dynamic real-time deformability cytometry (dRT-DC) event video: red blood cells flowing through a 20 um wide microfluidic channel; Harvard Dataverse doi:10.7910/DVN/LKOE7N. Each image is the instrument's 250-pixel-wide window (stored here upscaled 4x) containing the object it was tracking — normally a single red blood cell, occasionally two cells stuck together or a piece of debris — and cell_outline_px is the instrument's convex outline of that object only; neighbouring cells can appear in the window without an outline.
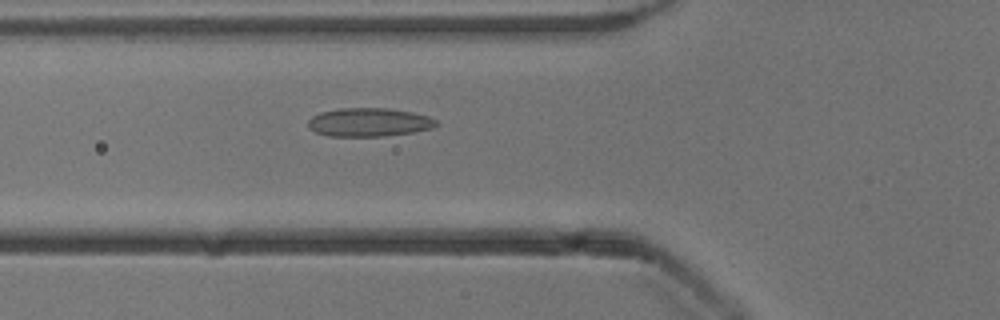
{"species": "common noctule bat (a hibernating species)", "species_latin": "Nyctalus noctula", "temperature_condition": "cold", "stored_images_in_passage": 49, "camera_frame_rate_fps": 3000, "um_per_image_px": 0.085, "animal": {"sex": "male", "body_mass_g": 13.3}, "frame": {"image": 1, "passage_image": 16, "time_ms": 5.0, "image_size_px": [1000, 320], "cell_outline_px": [[440, 124], [432, 128], [416, 132], [384, 136], [328, 136], [316, 132], [308, 128], [308, 120], [312, 116], [320, 112], [340, 108], [388, 108], [412, 112], [428, 116], [436, 120]], "centroid_in_image_um": [31.38, 10.39], "position_along_channel_um": 94.4, "area_um2": 21.5}}
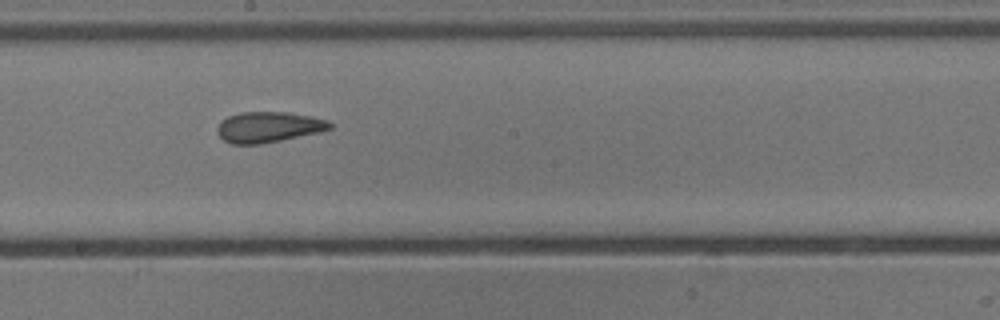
{"frame": {"image": 2, "passage_image": 26, "time_ms": 8.333, "image_size_px": [1000, 320], "cell_outline_px": [[332, 128], [320, 132], [260, 144], [232, 144], [224, 140], [216, 132], [216, 128], [220, 120], [228, 116], [240, 112], [288, 112], [312, 116], [328, 120], [332, 124]], "centroid_in_image_um": [22.81, 10.79], "position_along_channel_um": 225.4, "area_um2": 20.23}}
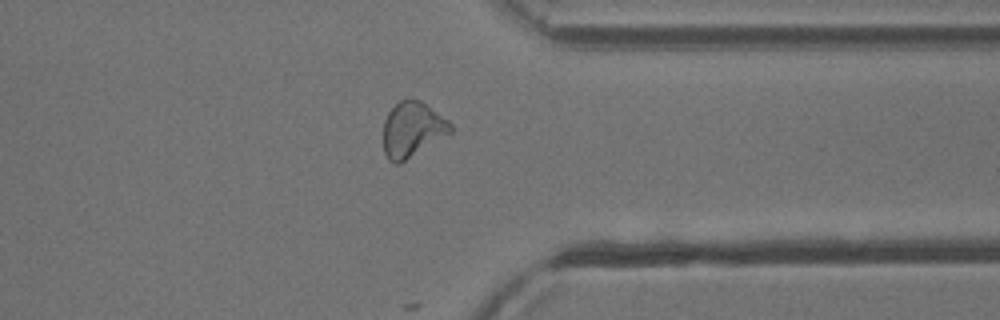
{"frame": {"image": 3, "passage_image": 38, "time_ms": 12.333, "image_size_px": [1000, 320], "cell_outline_px": [[452, 132], [400, 164], [392, 164], [388, 160], [384, 152], [384, 120], [388, 112], [400, 100], [420, 100], [448, 120], [452, 124]], "centroid_in_image_um": [35.04, 11.04], "position_along_channel_um": 376.4, "area_um2": 21.5}, "authors_computed_cell_mechanics": {"area_um2": 21.2704, "velocity_mm_per_s": 3.8956, "shape_relaxation_time_tau1_ms": null, "shape_relaxation_time_tau2_ms": 3.2379, "deformation_change_tau1": null, "deformation_change_tau2": 0.0981}}